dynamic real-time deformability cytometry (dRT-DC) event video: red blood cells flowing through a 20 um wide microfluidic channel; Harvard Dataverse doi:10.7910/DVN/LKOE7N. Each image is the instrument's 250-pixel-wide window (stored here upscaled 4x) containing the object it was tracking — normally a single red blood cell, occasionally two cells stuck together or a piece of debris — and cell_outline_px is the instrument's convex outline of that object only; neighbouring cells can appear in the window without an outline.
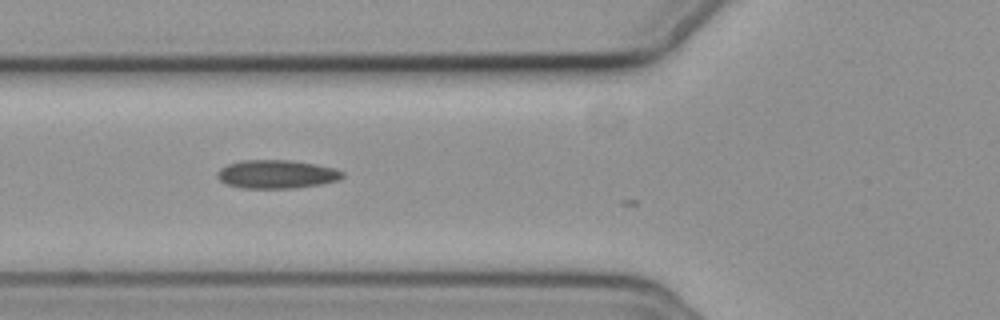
{"species": "common noctule bat (a hibernating species)", "species_latin": "Nyctalus noctula", "temperature_condition": "cold", "stored_images_in_passage": 4, "camera_frame_rate_fps": 3000, "um_per_image_px": 0.085, "animal": {"sex": "female", "body_mass_g": 19.3, "forearm_length_mm": 54.1}, "frame": {"image": 1, "passage_image": 3, "time_ms": 0.667, "image_size_px": [1000, 320], "cell_outline_px": [[344, 176], [340, 180], [320, 184], [292, 188], [244, 188], [228, 184], [220, 180], [216, 176], [216, 172], [220, 168], [228, 164], [240, 160], [288, 160], [316, 164], [336, 168], [344, 172]], "centroid_in_image_um": [23.53, 14.8], "position_along_channel_um": 102.3, "area_um2": 20.81}}